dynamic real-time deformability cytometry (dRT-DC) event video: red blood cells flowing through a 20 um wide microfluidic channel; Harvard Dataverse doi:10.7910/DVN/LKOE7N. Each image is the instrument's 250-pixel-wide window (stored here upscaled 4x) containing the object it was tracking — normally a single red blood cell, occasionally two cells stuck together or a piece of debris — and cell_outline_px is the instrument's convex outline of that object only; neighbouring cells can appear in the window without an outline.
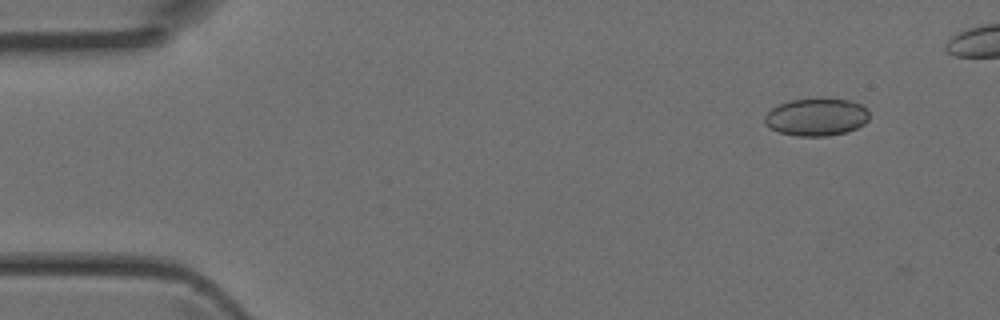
{"species": "Egyptian fruit bat (a non-hibernating species)", "species_latin": "Rousettus aegyptiacus", "temperature_condition": "room temperature", "stored_images_in_passage": 4, "camera_frame_rate_fps": 3000, "um_per_image_px": 0.085, "animal": {"sex": "female"}, "frame": {"image": 1, "passage_image": 1, "time_ms": 0.0, "image_size_px": [1000, 320], "cell_outline_px": [[868, 120], [864, 124], [848, 132], [828, 136], [796, 136], [780, 132], [768, 128], [764, 124], [764, 116], [772, 108], [780, 104], [792, 100], [848, 100], [860, 104], [868, 112]], "centroid_in_image_um": [69.37, 9.99], "position_along_channel_um": 15.6, "area_um2": 22.54}}